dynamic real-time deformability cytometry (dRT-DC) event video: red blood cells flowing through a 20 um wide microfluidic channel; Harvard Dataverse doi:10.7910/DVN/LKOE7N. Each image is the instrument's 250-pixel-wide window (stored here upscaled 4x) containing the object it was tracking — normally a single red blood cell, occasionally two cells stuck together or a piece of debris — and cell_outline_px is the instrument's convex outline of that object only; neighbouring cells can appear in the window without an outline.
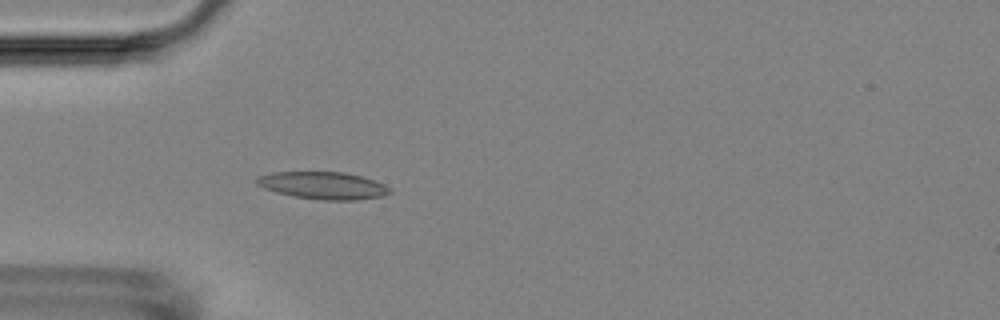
{"species": "Egyptian fruit bat (a non-hibernating species)", "species_latin": "Rousettus aegyptiacus", "temperature_condition": "room temperature", "stored_images_in_passage": 53, "camera_frame_rate_fps": 3000, "um_per_image_px": 0.085, "animal": {"sex": "female"}, "frame": {"image": 1, "passage_image": 15, "time_ms": 4.667, "image_size_px": [1000, 320], "cell_outline_px": [[392, 192], [384, 196], [356, 200], [320, 200], [296, 196], [276, 192], [264, 188], [256, 184], [256, 180], [260, 176], [272, 172], [344, 172], [360, 176], [384, 184], [392, 188]], "centroid_in_image_um": [27.5, 15.77], "position_along_channel_um": 57.5, "area_um2": 21.1}}
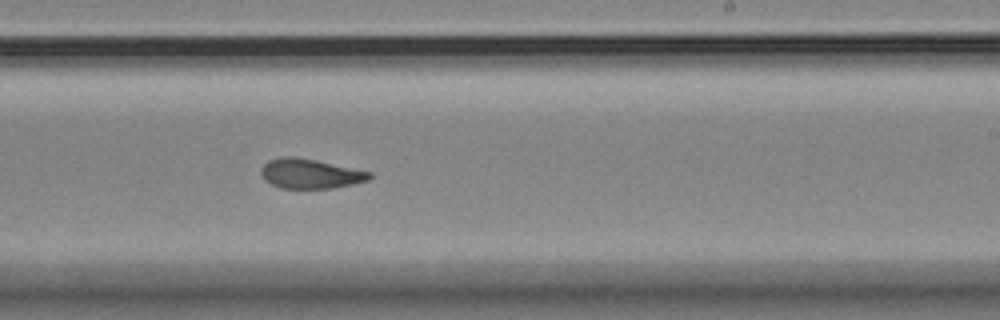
{"frame": {"image": 2, "passage_image": 32, "time_ms": 10.333, "image_size_px": [1000, 320], "cell_outline_px": [[372, 176], [368, 180], [352, 184], [332, 188], [280, 188], [264, 180], [260, 172], [260, 168], [268, 160], [284, 156], [296, 156], [316, 160], [372, 172]], "centroid_in_image_um": [26.34, 14.75], "position_along_channel_um": 262.7, "area_um2": 18.79}}
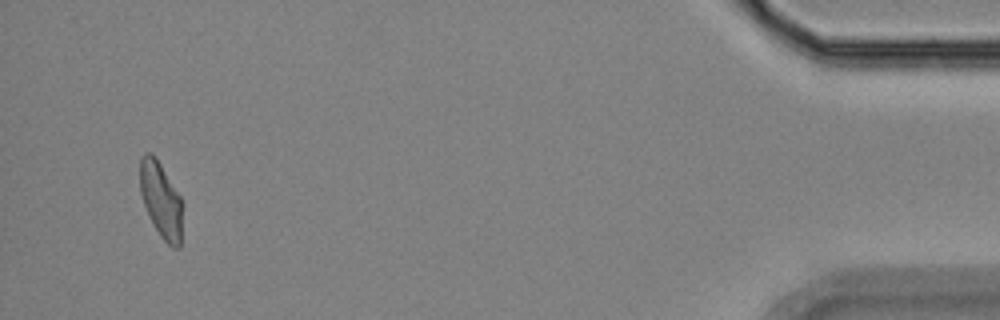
{"frame": {"image": 3, "passage_image": 51, "time_ms": 16.667, "image_size_px": [1000, 320], "cell_outline_px": [[184, 204], [180, 248], [172, 248], [160, 236], [144, 204], [140, 192], [140, 156], [144, 152], [152, 152], [160, 164], [180, 196]], "centroid_in_image_um": [13.71, 17.0], "position_along_channel_um": 421.5, "area_um2": 18.84}, "authors_computed_cell_mechanics": {"area_um2": 19.4786, "velocity_mm_per_s": 3.6786, "shape_relaxation_time_tau1_ms": null, "shape_relaxation_time_tau2_ms": 2.588, "deformation_change_tau1": null, "deformation_change_tau2": 0.0953}}